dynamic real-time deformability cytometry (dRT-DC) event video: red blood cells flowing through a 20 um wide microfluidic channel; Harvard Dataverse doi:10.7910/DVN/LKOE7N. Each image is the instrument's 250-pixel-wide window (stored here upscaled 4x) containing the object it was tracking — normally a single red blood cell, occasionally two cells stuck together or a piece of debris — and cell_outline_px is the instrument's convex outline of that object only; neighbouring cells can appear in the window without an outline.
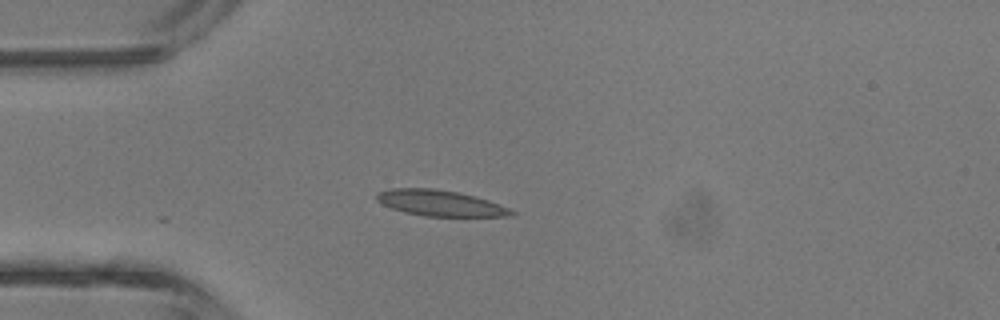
{"species": "common noctule bat (a hibernating species)", "species_latin": "Nyctalus noctula", "temperature_condition": "room temperature", "stored_images_in_passage": 33, "camera_frame_rate_fps": 3000, "um_per_image_px": 0.085, "animal": {"sex": "male", "body_mass_g": 13.3}, "frame": {"image": 1, "passage_image": 1, "time_ms": 0.0, "image_size_px": [1000, 320], "cell_outline_px": [[516, 212], [512, 216], [424, 216], [404, 212], [392, 208], [376, 200], [376, 192], [392, 188], [432, 188], [456, 192], [476, 196], [488, 200], [508, 208]], "centroid_in_image_um": [37.39, 17.26], "position_along_channel_um": 47.6, "area_um2": 20.17}}
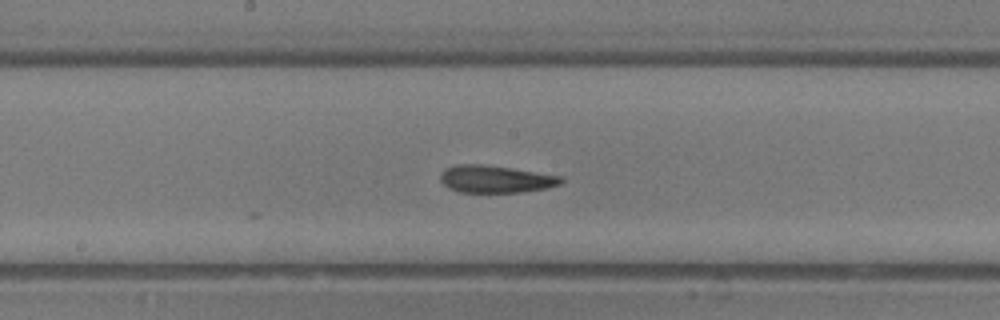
{"frame": {"image": 2, "passage_image": 12, "time_ms": 3.667, "image_size_px": [1000, 320], "cell_outline_px": [[564, 180], [560, 184], [548, 188], [520, 192], [460, 192], [448, 188], [440, 180], [440, 172], [444, 168], [456, 164], [480, 164], [512, 168], [560, 176]], "centroid_in_image_um": [42.08, 15.22], "position_along_channel_um": 206.1, "area_um2": 19.25}}
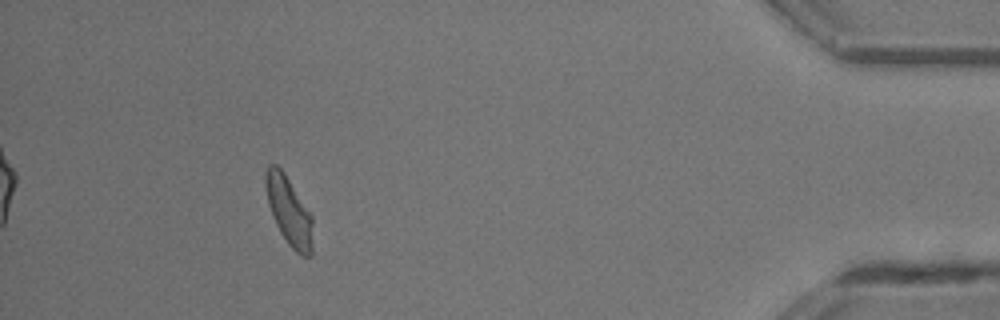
{"frame": {"image": 3, "passage_image": 29, "time_ms": 9.333, "image_size_px": [1000, 320], "cell_outline_px": [[312, 256], [300, 256], [288, 244], [280, 232], [272, 216], [268, 204], [264, 184], [264, 176], [268, 164], [276, 164], [284, 172], [312, 216]], "centroid_in_image_um": [24.54, 17.93], "position_along_channel_um": 410.7, "area_um2": 18.9}, "authors_computed_cell_mechanics": {"area_um2": 18.8428, "velocity_mm_per_s": 4.7086, "shape_relaxation_time_tau1_ms": null, "shape_relaxation_time_tau2_ms": 2.3358, "deformation_change_tau1": null, "deformation_change_tau2": 0.0939}}